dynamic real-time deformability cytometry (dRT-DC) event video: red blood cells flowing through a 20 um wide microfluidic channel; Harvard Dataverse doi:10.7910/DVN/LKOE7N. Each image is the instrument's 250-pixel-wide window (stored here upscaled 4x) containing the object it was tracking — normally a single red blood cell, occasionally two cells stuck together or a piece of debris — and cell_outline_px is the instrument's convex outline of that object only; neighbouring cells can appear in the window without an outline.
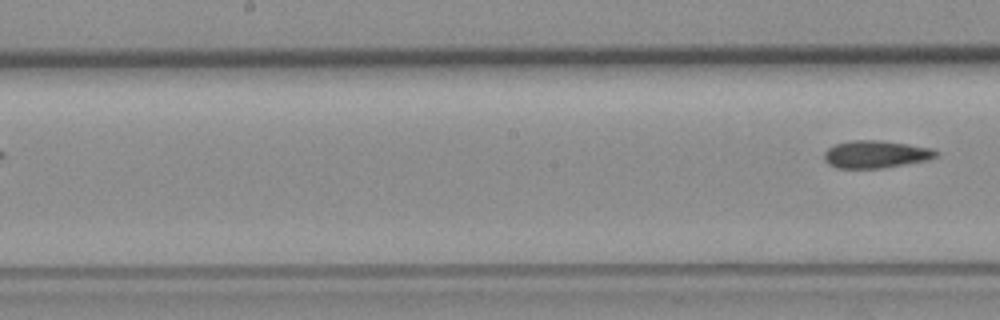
{"species": "common noctule bat (a hibernating species)", "species_latin": "Nyctalus noctula", "temperature_condition": "room temperature", "stored_images_in_passage": 6, "segment_of_instrument_passage": [2, 2], "camera_frame_rate_fps": 3000, "um_per_image_px": 0.085, "animal": {"sex": "female", "body_mass_g": 19.3, "forearm_length_mm": 54.1}, "frame": {"image": 1, "passage_image": 6, "time_ms": 5.667, "image_size_px": [1000, 320], "cell_outline_px": [[940, 156], [928, 160], [880, 168], [836, 168], [828, 164], [824, 160], [824, 152], [828, 148], [836, 144], [852, 140], [880, 140], [908, 144], [932, 148], [940, 152]], "centroid_in_image_um": [74.46, 13.11], "position_along_channel_um": 173.7, "area_um2": 18.03}}